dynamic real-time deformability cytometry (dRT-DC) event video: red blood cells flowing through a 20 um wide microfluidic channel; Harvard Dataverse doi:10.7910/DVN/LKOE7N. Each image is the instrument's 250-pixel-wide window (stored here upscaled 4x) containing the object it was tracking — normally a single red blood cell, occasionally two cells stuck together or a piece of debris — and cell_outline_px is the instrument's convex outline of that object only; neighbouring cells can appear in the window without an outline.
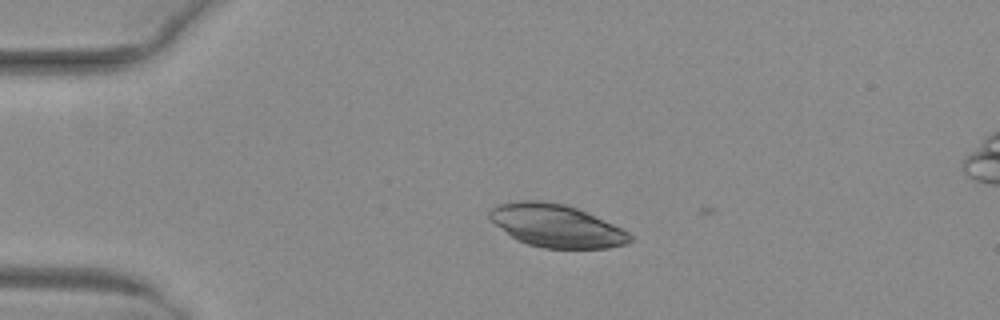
{"species": "common noctule bat (a hibernating species)", "species_latin": "Nyctalus noctula", "temperature_condition": "warm", "stored_images_in_passage": 2, "camera_frame_rate_fps": 3000, "um_per_image_px": 0.085, "animal": {"sex": "female", "body_mass_g": 29.2, "forearm_length_mm": 56.3}, "frame": {"image": 1, "passage_image": 1, "time_ms": 0.0, "image_size_px": [1000, 320], "cell_outline_px": [[632, 240], [624, 244], [608, 248], [544, 248], [528, 244], [516, 240], [496, 224], [488, 216], [488, 212], [492, 208], [500, 204], [520, 200], [544, 200], [568, 204], [612, 224], [628, 232], [632, 236]], "centroid_in_image_um": [47.27, 19.18], "position_along_channel_um": 37.7, "area_um2": 34.74}}